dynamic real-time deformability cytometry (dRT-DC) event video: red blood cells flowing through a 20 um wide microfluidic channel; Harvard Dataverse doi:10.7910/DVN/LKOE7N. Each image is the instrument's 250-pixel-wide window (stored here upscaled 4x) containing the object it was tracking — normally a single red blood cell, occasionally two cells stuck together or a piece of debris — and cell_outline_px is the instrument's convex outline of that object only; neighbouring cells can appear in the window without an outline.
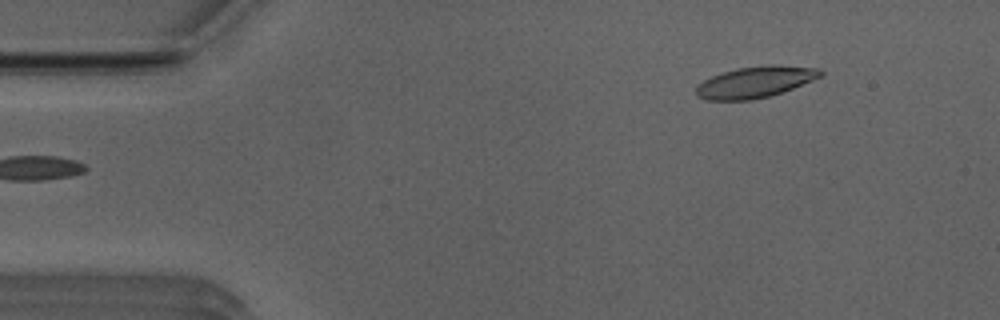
{"species": "Egyptian fruit bat (a non-hibernating species)", "species_latin": "Rousettus aegyptiacus", "temperature_condition": "room temperature", "stored_images_in_passage": 36, "camera_frame_rate_fps": 3000, "um_per_image_px": 0.085, "animal": {"sex": "male"}, "frame": {"image": 1, "passage_image": 1, "time_ms": 0.0, "image_size_px": [1000, 320], "cell_outline_px": [[824, 72], [820, 76], [812, 80], [792, 88], [768, 96], [752, 100], [704, 100], [696, 96], [696, 88], [704, 80], [712, 76], [736, 68], [772, 64], [776, 64], [820, 68]], "centroid_in_image_um": [64.19, 6.97], "position_along_channel_um": 20.8, "area_um2": 22.54}}
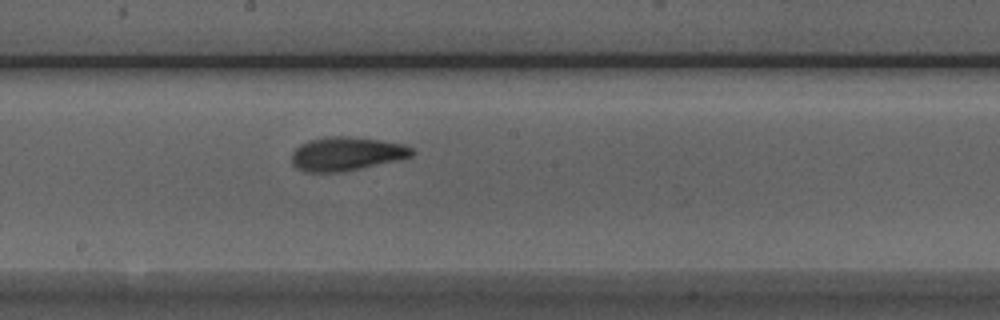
{"frame": {"image": 2, "passage_image": 22, "time_ms": 7.0, "image_size_px": [1000, 320], "cell_outline_px": [[416, 152], [412, 156], [396, 160], [360, 168], [340, 172], [304, 172], [296, 168], [292, 164], [292, 152], [300, 144], [308, 140], [324, 136], [348, 136], [380, 140], [404, 144], [412, 148]], "centroid_in_image_um": [29.41, 13.06], "position_along_channel_um": 218.8, "area_um2": 23.7}}
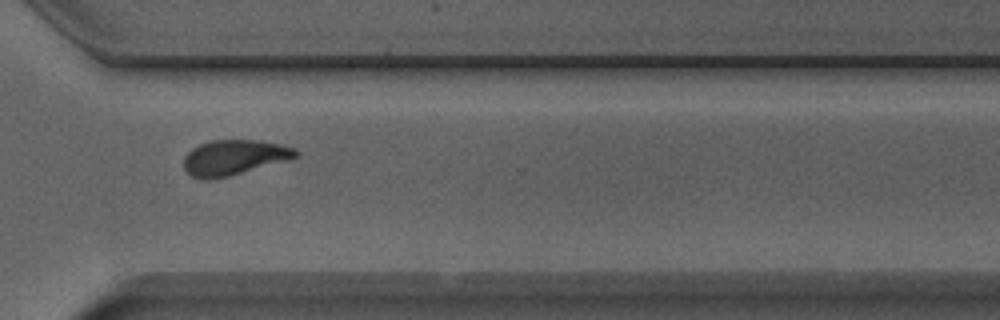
{"frame": {"image": 3, "passage_image": 32, "time_ms": 10.333, "image_size_px": [1000, 320], "cell_outline_px": [[300, 156], [288, 160], [228, 176], [208, 180], [200, 180], [192, 176], [184, 168], [184, 156], [192, 148], [200, 144], [212, 140], [260, 140], [280, 144], [296, 148], [300, 152]], "centroid_in_image_um": [19.91, 13.38], "position_along_channel_um": 350.7, "area_um2": 23.06}, "authors_computed_cell_mechanics": {"area_um2": 22.6865, "velocity_mm_per_s": 3.9578, "shape_relaxation_time_tau1_ms": 5.9203, "shape_relaxation_time_tau2_ms": 2.1842, "deformation_change_tau1": 0.2003, "deformation_change_tau2": 0.0973}}